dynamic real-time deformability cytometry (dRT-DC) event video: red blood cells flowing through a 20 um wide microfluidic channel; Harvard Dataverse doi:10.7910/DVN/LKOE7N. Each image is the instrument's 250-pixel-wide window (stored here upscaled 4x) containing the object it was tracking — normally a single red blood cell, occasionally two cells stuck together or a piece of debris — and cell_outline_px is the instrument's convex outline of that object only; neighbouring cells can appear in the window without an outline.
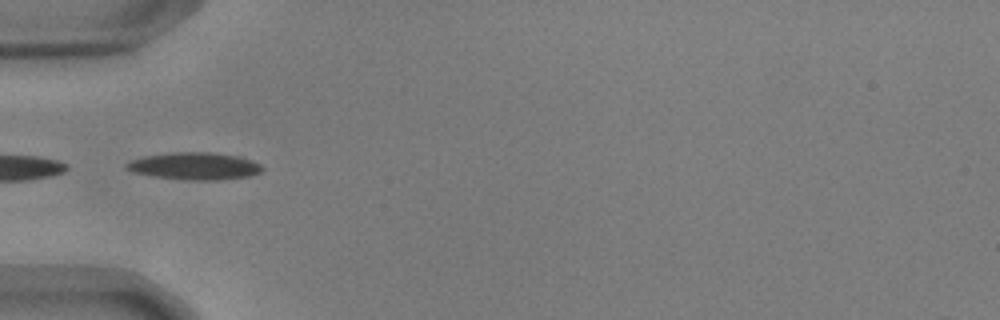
{"species": "common noctule bat (a hibernating species)", "species_latin": "Nyctalus noctula", "temperature_condition": "warm", "stored_images_in_passage": 4, "camera_frame_rate_fps": 3000, "um_per_image_px": 0.085, "animal": {"sex": "male", "body_mass_g": 17.9, "forearm_length_mm": 54.2}, "frame": {"image": 1, "passage_image": 1, "time_ms": 0.0, "image_size_px": [1000, 320], "cell_outline_px": [[264, 168], [260, 172], [248, 176], [220, 180], [188, 180], [152, 176], [132, 172], [124, 168], [124, 164], [132, 160], [144, 156], [172, 152], [212, 152], [240, 156], [252, 160], [260, 164]], "centroid_in_image_um": [16.53, 14.11], "position_along_channel_um": 68.5, "area_um2": 21.73}}